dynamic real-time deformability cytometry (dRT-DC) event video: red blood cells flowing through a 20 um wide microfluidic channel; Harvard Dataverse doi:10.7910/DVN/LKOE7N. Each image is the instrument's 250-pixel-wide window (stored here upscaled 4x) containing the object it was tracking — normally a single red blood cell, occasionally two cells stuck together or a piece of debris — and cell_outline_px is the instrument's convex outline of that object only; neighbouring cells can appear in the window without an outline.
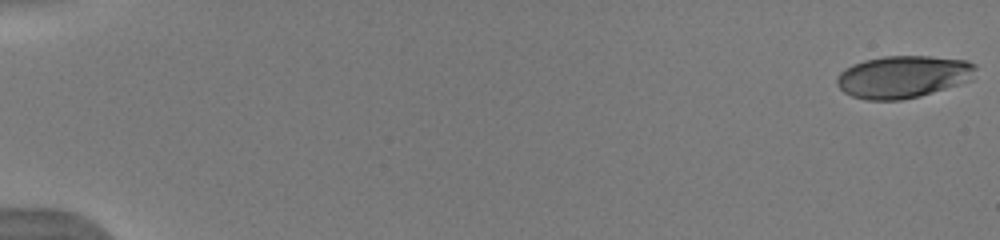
{"species": "human", "species_latin": "Homo sapiens", "temperature_condition": "warm", "stored_images_in_passage": 53, "camera_frame_rate_fps": 3000, "um_per_image_px": 0.085, "donor": {"sex": "male"}, "frame": {"image": 1, "passage_image": 1, "time_ms": 0.0, "image_size_px": [1000, 240], "cell_outline_px": [[976, 68], [972, 80], [920, 96], [900, 100], [868, 100], [852, 96], [844, 92], [836, 84], [836, 76], [844, 68], [852, 64], [864, 60], [884, 56], [928, 56], [968, 60], [976, 64]], "centroid_in_image_um": [76.76, 6.52], "position_along_channel_um": 8.2, "area_um2": 34.45}}
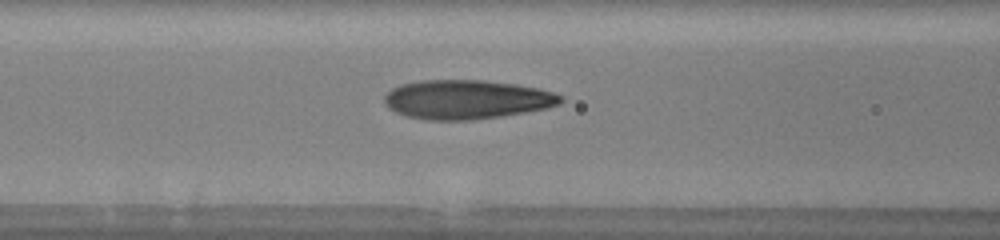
{"frame": {"image": 2, "passage_image": 24, "time_ms": 7.667, "image_size_px": [1000, 240], "cell_outline_px": [[564, 100], [560, 104], [548, 108], [500, 116], [468, 120], [424, 120], [404, 116], [388, 108], [384, 104], [384, 96], [392, 88], [400, 84], [420, 80], [484, 80], [516, 84], [540, 88], [564, 96]], "centroid_in_image_um": [39.65, 8.45], "position_along_channel_um": 126.9, "area_um2": 40.52}}
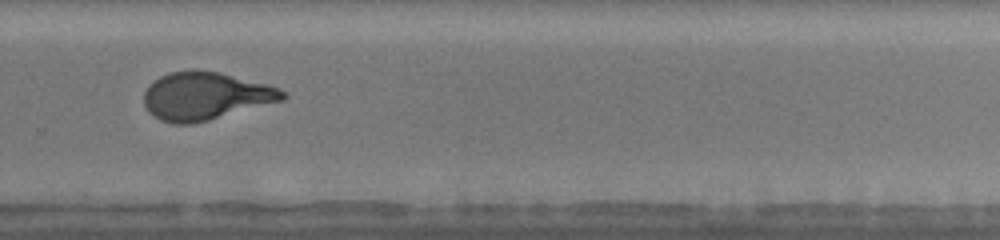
{"frame": {"image": 3, "passage_image": 38, "time_ms": 12.333, "image_size_px": [1000, 240], "cell_outline_px": [[288, 96], [284, 100], [208, 120], [192, 124], [172, 124], [160, 120], [148, 112], [144, 104], [144, 92], [148, 84], [160, 76], [168, 72], [220, 72], [268, 84], [280, 88], [288, 92]], "centroid_in_image_um": [17.48, 8.18], "position_along_channel_um": 312.3, "area_um2": 38.49}, "authors_computed_cell_mechanics": {"area_um2": 37.9168, "velocity_mm_per_s": 3.9827, "shape_relaxation_time_tau1_ms": 4.359, "shape_relaxation_time_tau2_ms": 0.831, "deformation_change_tau1": 0.2283, "deformation_change_tau2": 0.0871}}